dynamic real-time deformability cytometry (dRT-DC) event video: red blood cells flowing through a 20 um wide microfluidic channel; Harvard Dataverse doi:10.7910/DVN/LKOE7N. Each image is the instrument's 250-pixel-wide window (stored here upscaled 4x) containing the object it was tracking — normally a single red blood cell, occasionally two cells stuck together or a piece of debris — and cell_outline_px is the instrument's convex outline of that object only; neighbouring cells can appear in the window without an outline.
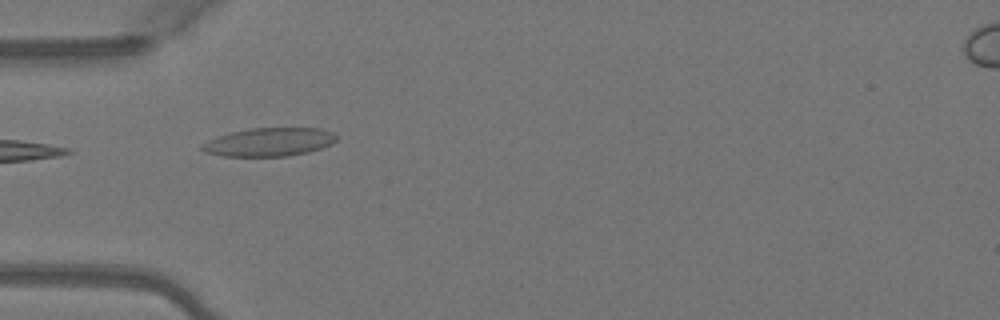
{"species": "Egyptian fruit bat (a non-hibernating species)", "species_latin": "Rousettus aegyptiacus", "temperature_condition": "warm", "stored_images_in_passage": 6, "camera_frame_rate_fps": 3000, "um_per_image_px": 0.085, "animal": {"sex": "female"}, "frame": {"image": 1, "passage_image": 5, "time_ms": 1.333, "image_size_px": [1000, 320], "cell_outline_px": [[340, 136], [332, 144], [308, 152], [288, 156], [224, 156], [204, 152], [200, 148], [200, 144], [208, 140], [232, 132], [252, 128], [320, 128], [332, 132]], "centroid_in_image_um": [22.9, 12.07], "position_along_channel_um": 62.1, "area_um2": 22.25}}
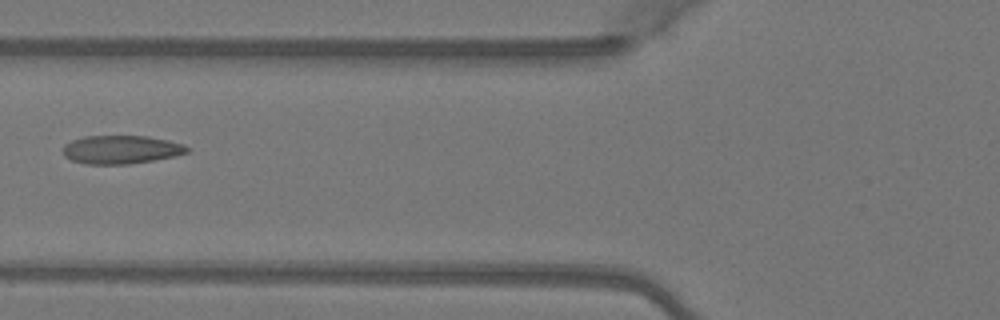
{"frame": {"image": 2, "passage_image": 6, "time_ms": 1.667, "image_size_px": [1000, 320], "cell_outline_px": [[192, 148], [188, 152], [172, 156], [152, 160], [128, 164], [84, 164], [72, 160], [64, 156], [64, 144], [72, 140], [84, 136], [148, 136], [168, 140], [184, 144]], "centroid_in_image_um": [10.3, 12.71], "position_along_channel_um": 115.5, "area_um2": 20.52}}